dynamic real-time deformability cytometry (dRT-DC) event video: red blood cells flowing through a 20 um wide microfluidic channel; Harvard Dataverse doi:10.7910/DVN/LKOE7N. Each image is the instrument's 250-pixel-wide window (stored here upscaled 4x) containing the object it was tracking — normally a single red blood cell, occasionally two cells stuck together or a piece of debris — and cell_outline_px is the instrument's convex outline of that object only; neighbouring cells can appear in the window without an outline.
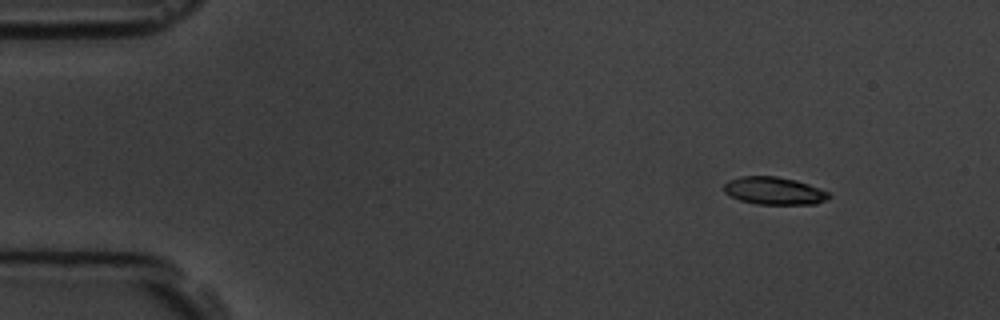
{"species": "common noctule bat (a hibernating species)", "species_latin": "Nyctalus noctula", "temperature_condition": "room temperature", "stored_images_in_passage": 5, "camera_frame_rate_fps": 3000, "um_per_image_px": 0.085, "animal": {"sex": "male", "body_mass_g": 19.5, "forearm_length_mm": 54.6}, "frame": {"image": 1, "passage_image": 1, "time_ms": 0.0, "image_size_px": [1000, 320], "cell_outline_px": [[832, 196], [828, 200], [816, 204], [756, 204], [740, 200], [724, 192], [724, 184], [728, 180], [740, 176], [776, 176], [796, 180], [808, 184], [828, 192]], "centroid_in_image_um": [65.81, 16.22], "position_along_channel_um": 19.2, "area_um2": 16.94}}
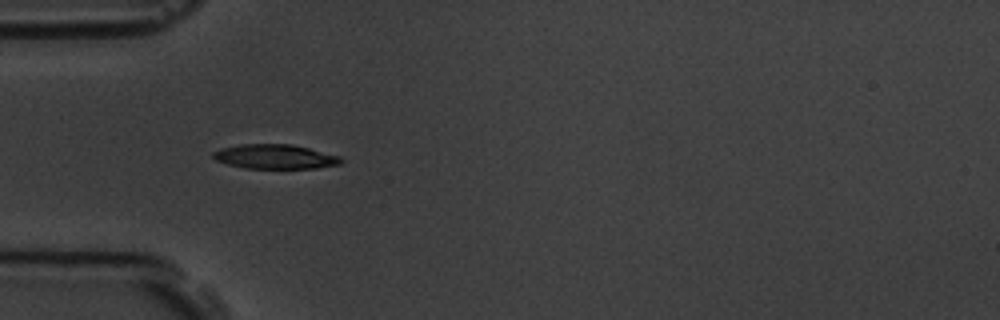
{"frame": {"image": 2, "passage_image": 4, "time_ms": 3.667, "image_size_px": [1000, 320], "cell_outline_px": [[344, 160], [340, 164], [316, 168], [244, 168], [228, 164], [216, 160], [212, 156], [212, 152], [220, 148], [240, 144], [292, 144], [340, 156]], "centroid_in_image_um": [23.37, 13.31], "position_along_channel_um": 61.6, "area_um2": 18.21}}
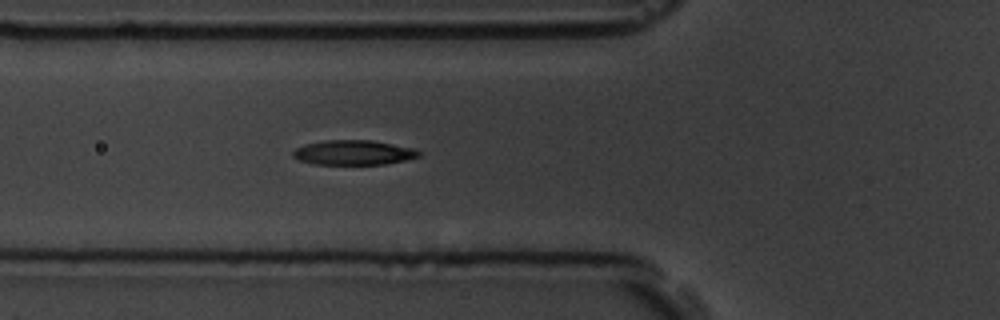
{"frame": {"image": 3, "passage_image": 5, "time_ms": 4.667, "image_size_px": [1000, 320], "cell_outline_px": [[420, 156], [404, 160], [384, 164], [312, 164], [300, 160], [292, 156], [292, 152], [296, 148], [304, 144], [324, 140], [368, 140], [416, 148], [420, 152]], "centroid_in_image_um": [30.03, 12.96], "position_along_channel_um": 95.8, "area_um2": 18.09}}